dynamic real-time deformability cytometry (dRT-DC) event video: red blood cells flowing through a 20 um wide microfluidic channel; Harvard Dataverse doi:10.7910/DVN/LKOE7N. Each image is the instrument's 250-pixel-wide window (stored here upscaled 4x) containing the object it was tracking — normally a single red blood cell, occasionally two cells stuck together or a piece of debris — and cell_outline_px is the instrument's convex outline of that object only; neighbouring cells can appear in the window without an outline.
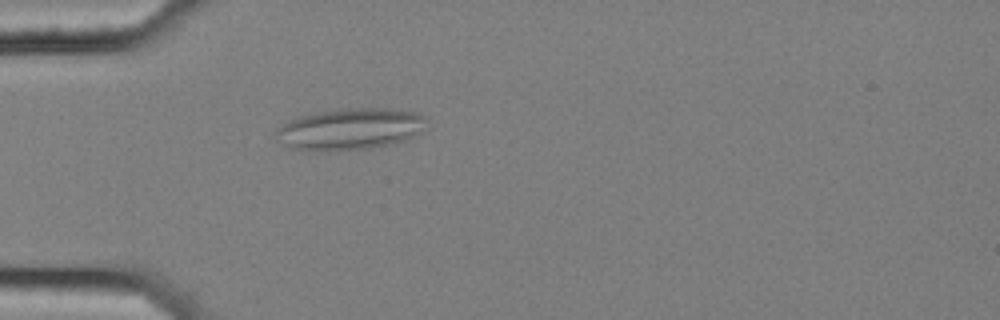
{"species": "common noctule bat (a hibernating species)", "species_latin": "Nyctalus noctula", "temperature_condition": "cold", "stored_images_in_passage": 57, "segment_of_instrument_passage": [1, 3], "camera_frame_rate_fps": 3000, "um_per_image_px": 0.085, "animal": {"sex": "female", "body_mass_g": 25.1}, "frame": {"image": 1, "passage_image": 17, "time_ms": 5.333, "image_size_px": [1000, 320], "cell_outline_px": [[428, 128], [416, 136], [404, 140], [388, 144], [368, 148], [288, 148], [276, 140], [276, 128], [288, 120], [300, 116], [316, 112], [336, 108], [384, 108], [420, 112], [428, 120]], "centroid_in_image_um": [29.83, 10.91], "position_along_channel_um": 55.2, "area_um2": 36.13}}